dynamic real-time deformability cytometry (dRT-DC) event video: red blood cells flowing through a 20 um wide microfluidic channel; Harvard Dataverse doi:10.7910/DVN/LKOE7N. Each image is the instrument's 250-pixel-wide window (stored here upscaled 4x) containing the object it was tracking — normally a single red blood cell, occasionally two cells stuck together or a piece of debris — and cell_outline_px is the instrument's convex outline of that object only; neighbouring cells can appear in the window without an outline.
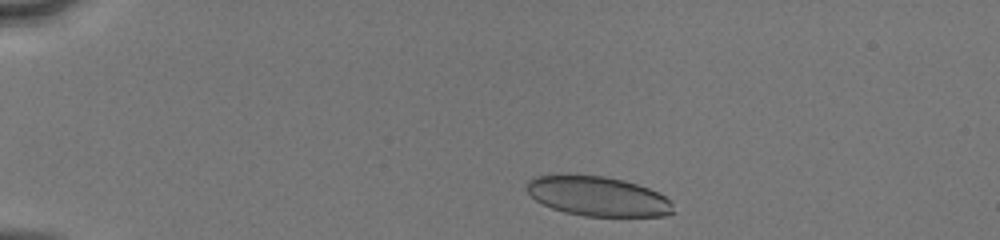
{"species": "human", "species_latin": "Homo sapiens", "temperature_condition": "cold", "stored_images_in_passage": 38, "camera_frame_rate_fps": 3000, "um_per_image_px": 0.085, "donor": {"sex": "male"}, "frame": {"image": 1, "passage_image": 2, "time_ms": 0.333, "image_size_px": [1000, 240], "cell_outline_px": [[672, 212], [664, 216], [584, 216], [564, 212], [552, 208], [536, 200], [528, 192], [528, 180], [536, 176], [564, 172], [604, 176], [624, 180], [648, 188], [664, 196], [672, 204]], "centroid_in_image_um": [50.75, 16.65], "position_along_channel_um": 34.2, "area_um2": 34.1}}
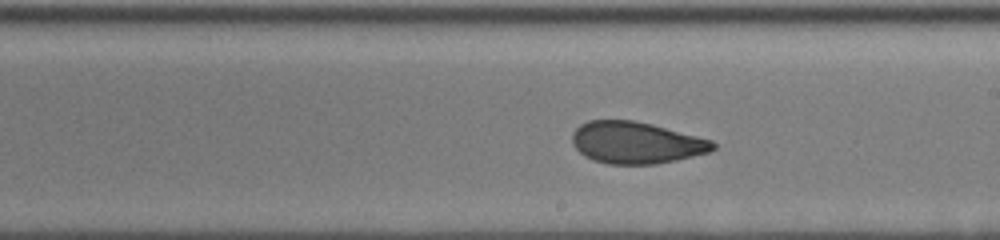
{"frame": {"image": 2, "passage_image": 22, "time_ms": 7.0, "image_size_px": [1000, 240], "cell_outline_px": [[716, 148], [712, 152], [676, 160], [656, 164], [608, 164], [592, 160], [584, 156], [572, 144], [572, 132], [580, 124], [588, 120], [632, 120], [652, 124], [712, 140], [716, 144]], "centroid_in_image_um": [54.07, 12.13], "position_along_channel_um": 234.9, "area_um2": 34.51}}
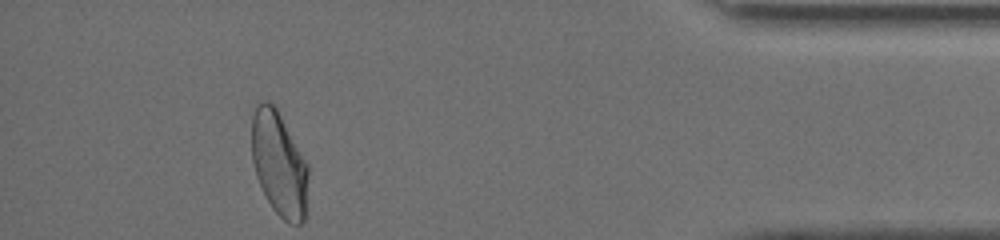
{"frame": {"image": 3, "passage_image": 38, "time_ms": 12.333, "image_size_px": [1000, 240], "cell_outline_px": [[308, 176], [304, 220], [300, 224], [288, 224], [272, 208], [256, 176], [252, 160], [252, 116], [256, 100], [268, 100], [276, 104], [308, 164]], "centroid_in_image_um": [23.71, 13.84], "position_along_channel_um": 411.5, "area_um2": 34.91}, "authors_computed_cell_mechanics": {"area_um2": 35.0557, "velocity_mm_per_s": 4.1072, "shape_relaxation_time_tau1_ms": 5.6949, "shape_relaxation_time_tau2_ms": 1.082, "deformation_change_tau1": 0.1531, "deformation_change_tau2": 0.0532}}